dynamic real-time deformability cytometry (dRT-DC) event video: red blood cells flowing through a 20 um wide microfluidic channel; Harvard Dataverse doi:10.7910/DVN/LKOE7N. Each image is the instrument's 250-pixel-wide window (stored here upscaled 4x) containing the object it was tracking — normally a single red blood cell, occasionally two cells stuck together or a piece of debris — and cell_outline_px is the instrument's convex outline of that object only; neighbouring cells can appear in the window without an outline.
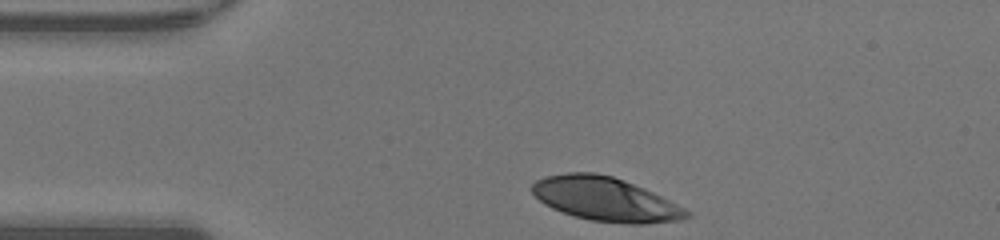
{"species": "human", "species_latin": "Homo sapiens", "temperature_condition": "warm", "stored_images_in_passage": 30, "camera_frame_rate_fps": 3000, "um_per_image_px": 0.085, "donor": {"sex": "male"}, "frame": {"image": 1, "passage_image": 1, "time_ms": 0.0, "image_size_px": [1000, 240], "cell_outline_px": [[692, 216], [680, 220], [644, 224], [624, 224], [588, 220], [552, 208], [544, 204], [532, 192], [532, 184], [536, 180], [544, 176], [568, 172], [596, 172], [612, 176], [624, 180], [644, 188], [692, 212]], "centroid_in_image_um": [51.46, 16.93], "position_along_channel_um": 33.5, "area_um2": 39.48}}
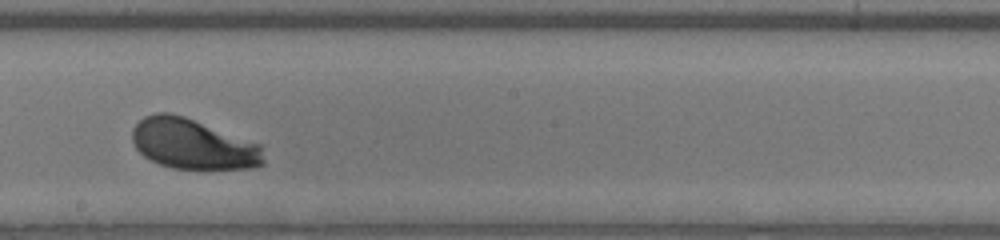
{"frame": {"image": 2, "passage_image": 18, "time_ms": 5.667, "image_size_px": [1000, 240], "cell_outline_px": [[264, 164], [256, 168], [172, 168], [160, 164], [144, 156], [136, 148], [132, 140], [132, 128], [144, 116], [156, 112], [168, 112], [184, 116], [260, 144], [264, 160]], "centroid_in_image_um": [16.38, 12.23], "position_along_channel_um": 231.8, "area_um2": 38.26}}
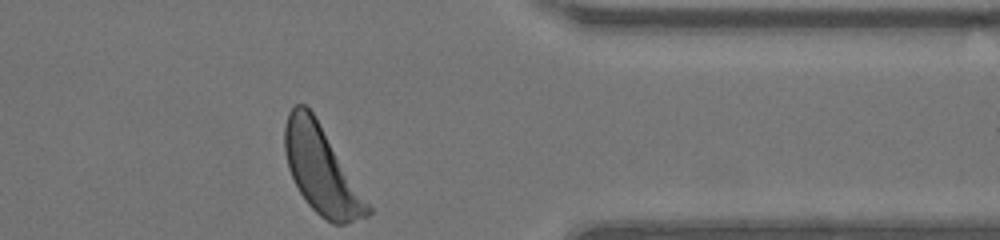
{"frame": {"image": 3, "passage_image": 30, "time_ms": 9.667, "image_size_px": [1000, 240], "cell_outline_px": [[372, 212], [368, 216], [344, 224], [332, 224], [320, 216], [308, 204], [300, 192], [288, 168], [284, 152], [284, 128], [288, 112], [296, 104], [304, 104], [312, 112], [372, 208]], "centroid_in_image_um": [27.3, 14.47], "position_along_channel_um": 384.1, "area_um2": 41.38}, "authors_computed_cell_mechanics": {"area_um2": 40.0265, "velocity_mm_per_s": 4.2243, "shape_relaxation_time_tau1_ms": 2.274, "shape_relaxation_time_tau2_ms": null, "deformation_change_tau1": 0.1798, "deformation_change_tau2": null}}